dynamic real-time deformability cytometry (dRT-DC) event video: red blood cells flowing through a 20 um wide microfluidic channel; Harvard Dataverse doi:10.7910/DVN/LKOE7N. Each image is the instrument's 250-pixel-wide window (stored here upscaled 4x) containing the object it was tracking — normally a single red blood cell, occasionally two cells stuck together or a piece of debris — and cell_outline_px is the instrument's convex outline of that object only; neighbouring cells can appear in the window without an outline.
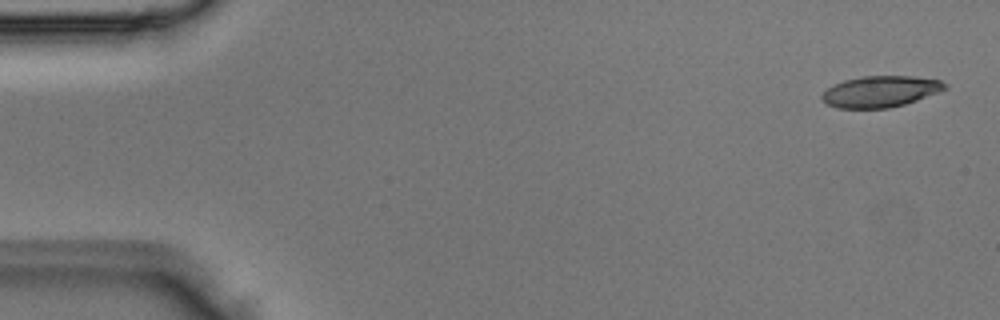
{"species": "Egyptian fruit bat (a non-hibernating species)", "species_latin": "Rousettus aegyptiacus", "temperature_condition": "room temperature", "stored_images_in_passage": 3, "camera_frame_rate_fps": 3000, "um_per_image_px": 0.085, "animal": {"sex": "male"}, "frame": {"image": 1, "passage_image": 1, "time_ms": 0.0, "image_size_px": [1000, 320], "cell_outline_px": [[948, 88], [916, 100], [904, 104], [888, 108], [836, 108], [828, 104], [820, 96], [828, 88], [844, 80], [860, 76], [916, 76], [940, 80], [948, 84]], "centroid_in_image_um": [74.86, 7.77], "position_along_channel_um": 10.1, "area_um2": 22.25}}